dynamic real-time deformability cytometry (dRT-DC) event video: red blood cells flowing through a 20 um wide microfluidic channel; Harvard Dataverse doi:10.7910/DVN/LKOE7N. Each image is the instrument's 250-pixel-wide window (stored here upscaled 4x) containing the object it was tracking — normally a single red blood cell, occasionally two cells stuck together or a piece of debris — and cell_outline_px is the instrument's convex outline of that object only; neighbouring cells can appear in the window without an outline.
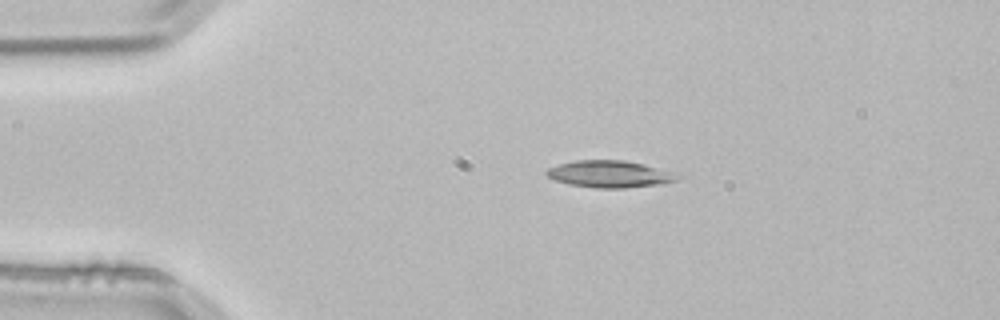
{"species": "common noctule bat (a hibernating species)", "species_latin": "Nyctalus noctula", "temperature_condition": "room temperature", "stored_images_in_passage": 2, "camera_frame_rate_fps": 3000, "um_per_image_px": 0.085, "animal": {"sex": "male", "body_mass_g": 21.5, "forearm_length_mm": 52.0}, "frame": {"image": 1, "passage_image": 1, "time_ms": 0.0, "image_size_px": [1000, 320], "cell_outline_px": [[684, 176], [680, 180], [660, 184], [624, 188], [596, 188], [568, 184], [556, 180], [548, 176], [544, 172], [548, 168], [560, 164], [576, 160], [624, 160], [644, 164], [680, 172]], "centroid_in_image_um": [51.95, 14.79], "position_along_channel_um": 33.0, "area_um2": 20.92}}